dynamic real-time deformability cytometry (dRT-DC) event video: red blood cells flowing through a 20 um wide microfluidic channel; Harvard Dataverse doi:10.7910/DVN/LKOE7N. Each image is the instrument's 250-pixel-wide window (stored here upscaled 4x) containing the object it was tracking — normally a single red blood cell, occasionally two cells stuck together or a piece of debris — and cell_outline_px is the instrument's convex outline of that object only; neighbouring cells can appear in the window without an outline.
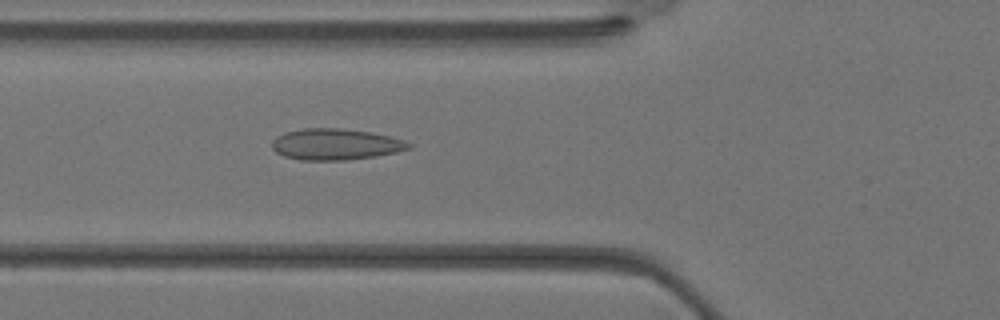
{"species": "Egyptian fruit bat (a non-hibernating species)", "species_latin": "Rousettus aegyptiacus", "temperature_condition": "warm", "stored_images_in_passage": 34, "camera_frame_rate_fps": 3000, "um_per_image_px": 0.085, "animal": {"sex": "female"}, "frame": {"image": 1, "passage_image": 12, "time_ms": 3.667, "image_size_px": [1000, 320], "cell_outline_px": [[412, 148], [396, 152], [376, 156], [348, 160], [300, 160], [284, 156], [276, 152], [272, 148], [272, 140], [276, 136], [284, 132], [304, 128], [340, 128], [368, 132], [388, 136], [404, 140], [412, 144]], "centroid_in_image_um": [28.5, 12.27], "position_along_channel_um": 97.3, "area_um2": 24.91}}
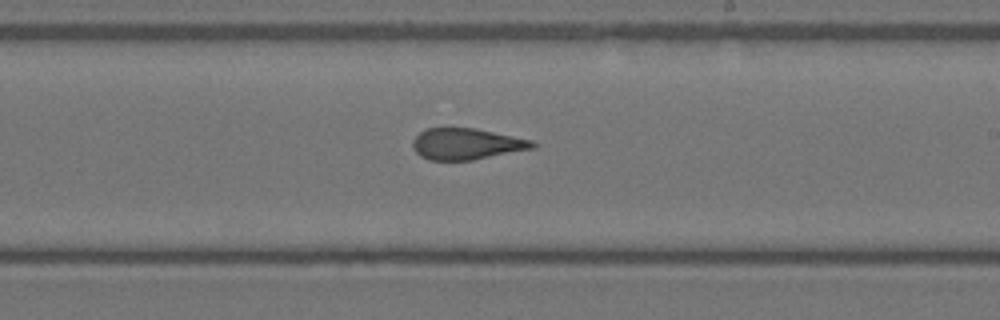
{"frame": {"image": 2, "passage_image": 20, "time_ms": 6.333, "image_size_px": [1000, 320], "cell_outline_px": [[536, 148], [472, 160], [428, 160], [420, 156], [416, 152], [412, 144], [412, 140], [420, 132], [428, 128], [476, 128], [532, 140], [536, 144]], "centroid_in_image_um": [39.66, 12.24], "position_along_channel_um": 249.3, "area_um2": 21.85}}
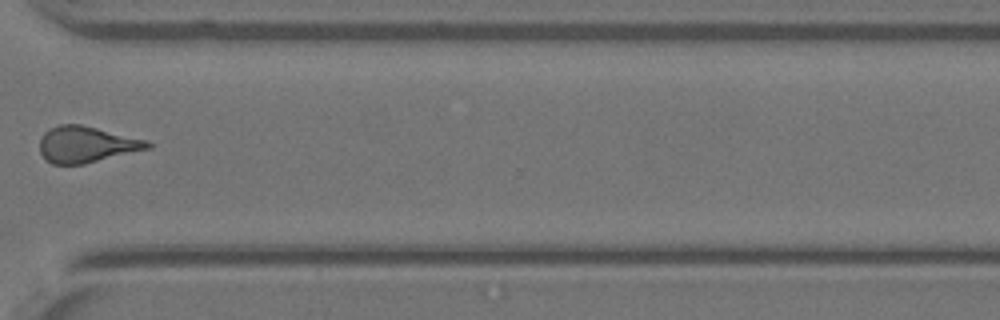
{"frame": {"image": 3, "passage_image": 26, "time_ms": 8.333, "image_size_px": [1000, 320], "cell_outline_px": [[152, 148], [84, 164], [52, 164], [40, 152], [40, 140], [44, 132], [48, 128], [60, 124], [80, 124], [148, 140], [152, 144]], "centroid_in_image_um": [7.37, 12.27], "position_along_channel_um": 363.2, "area_um2": 22.77}}